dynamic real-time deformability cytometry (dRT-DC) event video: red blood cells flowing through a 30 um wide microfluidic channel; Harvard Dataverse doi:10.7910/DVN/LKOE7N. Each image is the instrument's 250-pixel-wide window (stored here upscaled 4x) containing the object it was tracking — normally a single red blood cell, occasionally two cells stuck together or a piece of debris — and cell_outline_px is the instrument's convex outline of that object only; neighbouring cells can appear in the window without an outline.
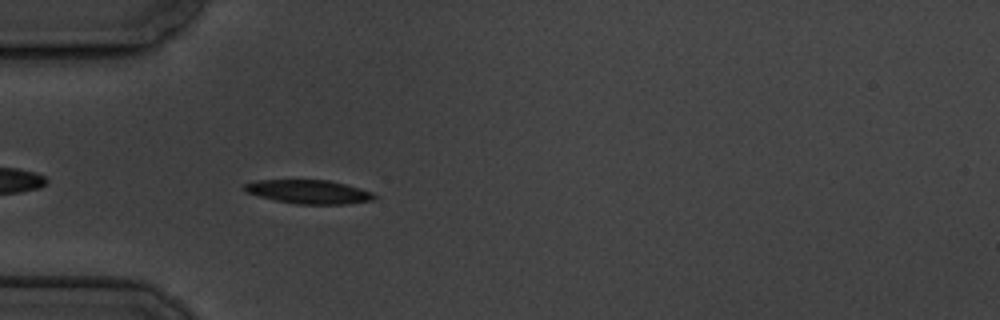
{"species": "common noctule bat (a hibernating species)", "species_latin": "Nyctalus noctula", "temperature_condition": "cold", "stored_images_in_passage": 5, "camera_frame_rate_fps": 3000, "um_per_image_px": 0.085, "animal": {"sex": "male", "body_mass_g": 19.5, "forearm_length_mm": 54.6}, "frame": {"image": 1, "passage_image": 5, "time_ms": 5.333, "image_size_px": [1000, 320], "cell_outline_px": [[376, 196], [372, 200], [344, 204], [296, 204], [276, 200], [260, 196], [248, 192], [244, 188], [244, 184], [256, 180], [328, 180], [360, 188], [372, 192]], "centroid_in_image_um": [26.25, 16.3], "position_along_channel_um": 58.7, "area_um2": 17.69}}